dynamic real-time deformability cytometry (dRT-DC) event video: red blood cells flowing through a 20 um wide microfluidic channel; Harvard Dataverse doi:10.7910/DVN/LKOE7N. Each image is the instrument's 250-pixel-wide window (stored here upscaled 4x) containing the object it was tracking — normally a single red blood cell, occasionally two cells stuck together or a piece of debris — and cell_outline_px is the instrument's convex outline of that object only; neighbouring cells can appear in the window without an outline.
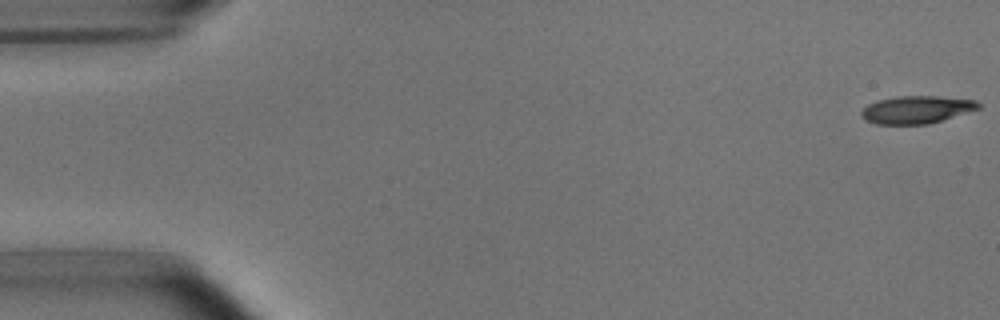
{"species": "common noctule bat (a hibernating species)", "species_latin": "Nyctalus noctula", "temperature_condition": "room temperature", "stored_images_in_passage": 52, "camera_frame_rate_fps": 3000, "um_per_image_px": 0.085, "animal": {"sex": "male", "body_mass_g": 15.6}, "frame": {"image": 1, "passage_image": 1, "time_ms": 0.0, "image_size_px": [1000, 320], "cell_outline_px": [[980, 108], [928, 124], [876, 124], [864, 120], [860, 116], [860, 112], [868, 104], [876, 100], [896, 96], [936, 96], [976, 100], [980, 104]], "centroid_in_image_um": [77.85, 9.31], "position_along_channel_um": 7.1, "area_um2": 18.84}}
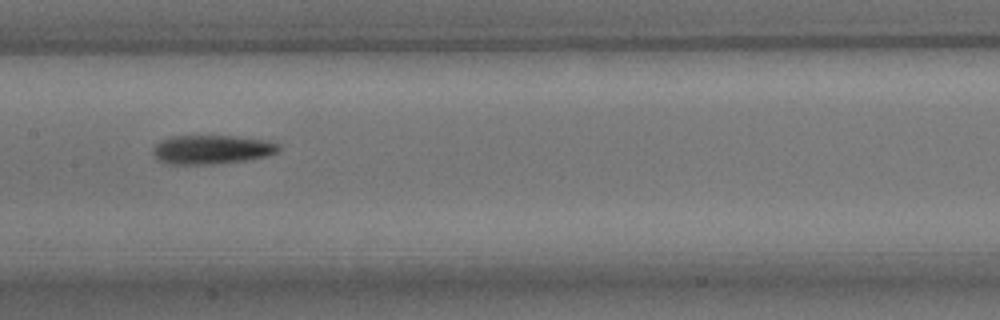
{"frame": {"image": 2, "passage_image": 26, "time_ms": 8.333, "image_size_px": [1000, 320], "cell_outline_px": [[280, 152], [268, 156], [244, 160], [212, 164], [168, 164], [160, 160], [152, 152], [152, 148], [160, 140], [172, 136], [232, 136], [268, 140], [280, 144]], "centroid_in_image_um": [18.03, 12.7], "position_along_channel_um": 189.4, "area_um2": 21.27}}
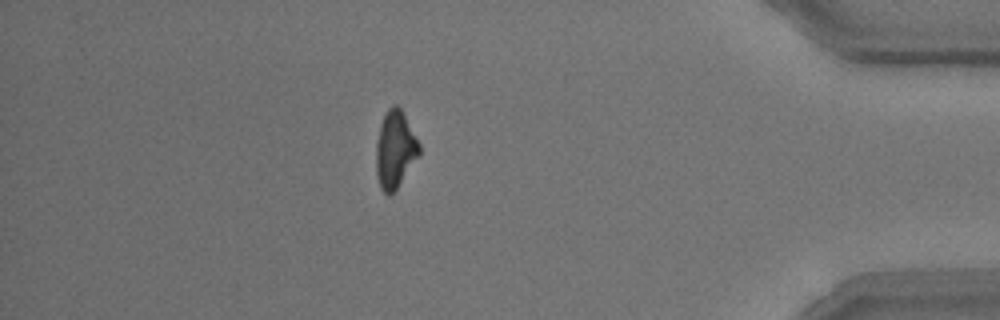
{"frame": {"image": 3, "passage_image": 46, "time_ms": 15.0, "image_size_px": [1000, 320], "cell_outline_px": [[420, 156], [396, 188], [388, 196], [380, 188], [376, 172], [376, 140], [380, 124], [388, 108], [392, 104], [396, 104], [400, 108], [420, 144]], "centroid_in_image_um": [33.57, 12.71], "position_along_channel_um": 401.6, "area_um2": 19.36}}